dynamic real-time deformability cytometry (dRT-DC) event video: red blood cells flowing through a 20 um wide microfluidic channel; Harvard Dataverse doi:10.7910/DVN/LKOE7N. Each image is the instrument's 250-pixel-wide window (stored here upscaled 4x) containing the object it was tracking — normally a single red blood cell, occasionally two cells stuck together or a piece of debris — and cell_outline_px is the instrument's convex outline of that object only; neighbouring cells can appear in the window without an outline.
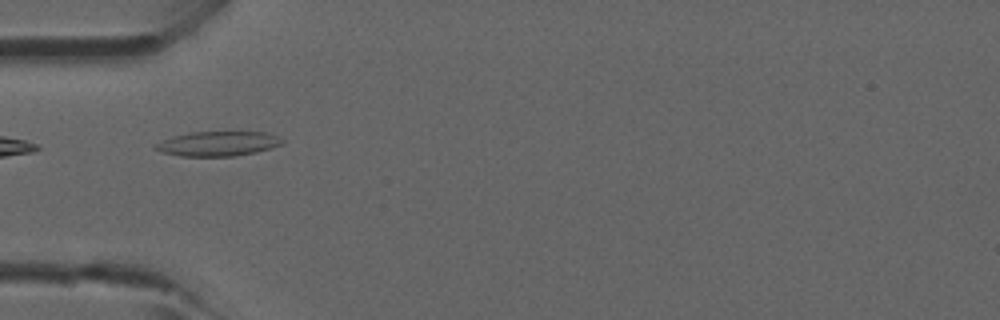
{"species": "common noctule bat (a hibernating species)", "species_latin": "Nyctalus noctula", "temperature_condition": "room temperature", "stored_images_in_passage": 32, "camera_frame_rate_fps": 3000, "um_per_image_px": 0.085, "animal": {"sex": "male", "forearm_length_mm": 52.5}, "frame": {"image": 1, "passage_image": 1, "time_ms": 0.0, "image_size_px": [1000, 320], "cell_outline_px": [[284, 140], [280, 144], [272, 148], [256, 152], [236, 156], [180, 156], [160, 152], [152, 148], [156, 144], [172, 136], [192, 132], [264, 132], [276, 136]], "centroid_in_image_um": [18.5, 12.22], "position_along_channel_um": 66.5, "area_um2": 18.15}}